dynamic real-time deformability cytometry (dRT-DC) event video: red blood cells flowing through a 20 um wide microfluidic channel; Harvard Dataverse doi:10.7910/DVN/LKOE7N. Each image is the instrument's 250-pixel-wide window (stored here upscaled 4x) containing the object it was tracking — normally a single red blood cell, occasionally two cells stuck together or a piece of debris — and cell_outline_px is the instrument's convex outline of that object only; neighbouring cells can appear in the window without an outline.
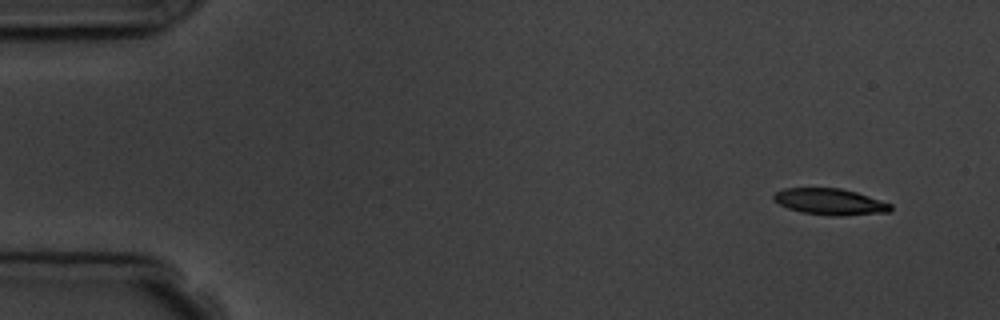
{"species": "common noctule bat (a hibernating species)", "species_latin": "Nyctalus noctula", "temperature_condition": "room temperature", "stored_images_in_passage": 5, "camera_frame_rate_fps": 3000, "um_per_image_px": 0.085, "animal": {"sex": "male", "body_mass_g": 19.5, "forearm_length_mm": 54.6}, "frame": {"image": 1, "passage_image": 1, "time_ms": 0.0, "image_size_px": [1000, 320], "cell_outline_px": [[892, 208], [888, 212], [840, 216], [832, 216], [800, 212], [788, 208], [780, 204], [772, 196], [776, 192], [784, 188], [840, 188], [856, 192], [892, 204]], "centroid_in_image_um": [70.56, 17.15], "position_along_channel_um": 14.4, "area_um2": 17.8}}
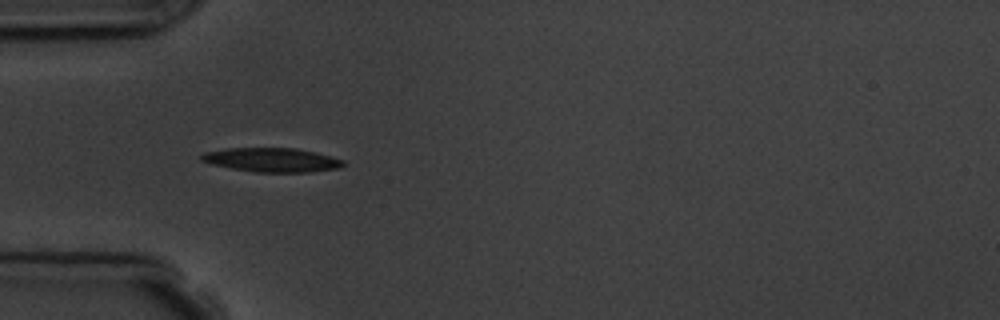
{"frame": {"image": 2, "passage_image": 4, "time_ms": 4.333, "image_size_px": [1000, 320], "cell_outline_px": [[344, 164], [340, 168], [308, 172], [256, 172], [232, 168], [212, 164], [200, 160], [200, 156], [204, 152], [228, 148], [296, 148], [316, 152], [344, 160]], "centroid_in_image_um": [23.12, 13.59], "position_along_channel_um": 61.9, "area_um2": 19.83}}